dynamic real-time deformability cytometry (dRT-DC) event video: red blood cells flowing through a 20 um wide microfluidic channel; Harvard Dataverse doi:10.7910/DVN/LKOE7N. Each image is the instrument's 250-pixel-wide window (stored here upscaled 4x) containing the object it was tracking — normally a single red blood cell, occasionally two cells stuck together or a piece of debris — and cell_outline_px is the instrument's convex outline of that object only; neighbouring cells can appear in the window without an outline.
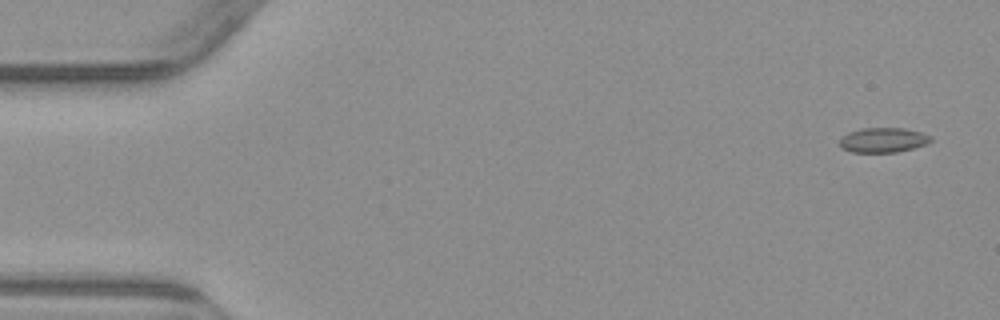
{"species": "common noctule bat (a hibernating species)", "species_latin": "Nyctalus noctula", "temperature_condition": "warm", "stored_images_in_passage": 5, "camera_frame_rate_fps": 3000, "um_per_image_px": 0.085, "animal": {"sex": "male", "body_mass_g": 23.1, "forearm_length_mm": 52.7}, "frame": {"image": 1, "passage_image": 1, "time_ms": 0.0, "image_size_px": [1000, 320], "cell_outline_px": [[932, 140], [928, 144], [896, 152], [852, 152], [840, 148], [840, 140], [848, 132], [860, 128], [904, 128], [920, 132], [932, 136]], "centroid_in_image_um": [75.07, 11.9], "position_along_channel_um": 9.9, "area_um2": 13.18}}